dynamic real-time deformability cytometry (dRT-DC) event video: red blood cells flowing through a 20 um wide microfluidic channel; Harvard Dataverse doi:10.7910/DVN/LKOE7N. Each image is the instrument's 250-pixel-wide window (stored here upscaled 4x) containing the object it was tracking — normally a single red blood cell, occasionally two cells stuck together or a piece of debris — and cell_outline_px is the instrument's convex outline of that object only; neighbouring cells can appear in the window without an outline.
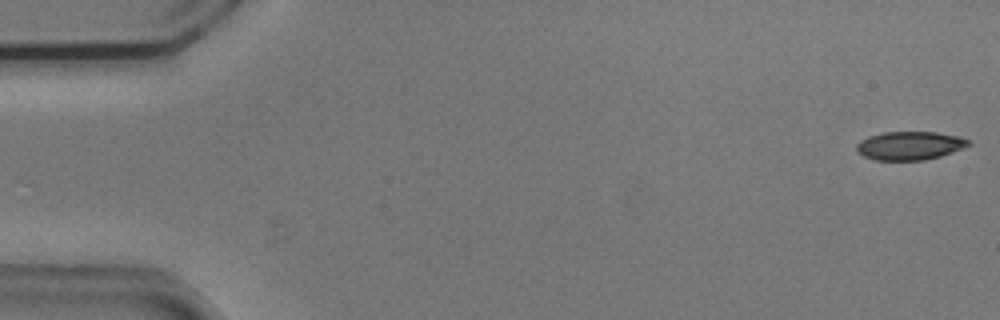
{"species": "common noctule bat (a hibernating species)", "species_latin": "Nyctalus noctula", "temperature_condition": "cold", "stored_images_in_passage": 54, "camera_frame_rate_fps": 3000, "um_per_image_px": 0.085, "animal": {"sex": "male", "body_mass_g": 20.5, "forearm_length_mm": 52.5}, "frame": {"image": 1, "passage_image": 1, "time_ms": 0.0, "image_size_px": [1000, 320], "cell_outline_px": [[972, 144], [964, 148], [940, 156], [924, 160], [876, 160], [864, 156], [856, 148], [856, 144], [860, 140], [868, 136], [884, 132], [936, 132], [960, 136], [968, 140]], "centroid_in_image_um": [77.35, 12.37], "position_along_channel_um": 7.7, "area_um2": 18.55}}
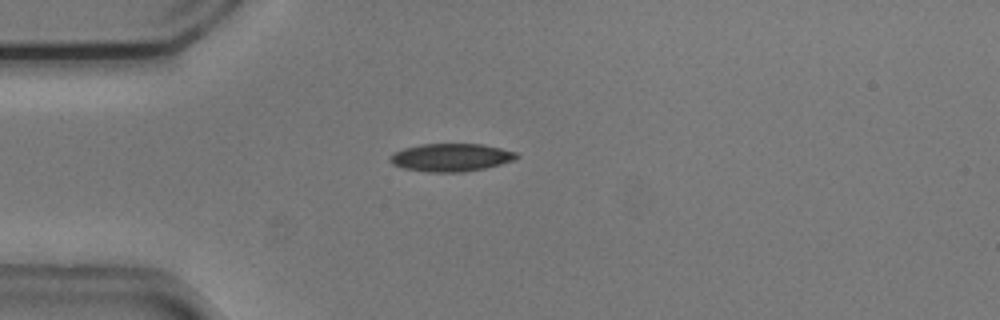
{"frame": {"image": 2, "passage_image": 14, "time_ms": 4.333, "image_size_px": [1000, 320], "cell_outline_px": [[520, 156], [516, 160], [484, 168], [464, 172], [428, 172], [404, 168], [392, 164], [388, 160], [388, 156], [404, 148], [420, 144], [480, 144], [500, 148], [516, 152]], "centroid_in_image_um": [38.33, 13.38], "position_along_channel_um": 46.7, "area_um2": 20.58}}
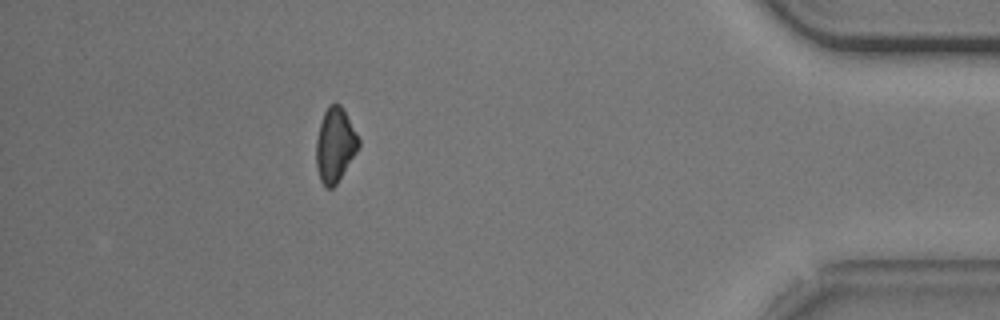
{"frame": {"image": 3, "passage_image": 48, "time_ms": 15.667, "image_size_px": [1000, 320], "cell_outline_px": [[360, 144], [356, 152], [336, 184], [332, 188], [328, 188], [320, 180], [316, 168], [316, 140], [320, 124], [324, 112], [328, 104], [340, 104], [360, 140]], "centroid_in_image_um": [28.46, 12.32], "position_along_channel_um": 406.7, "area_um2": 18.03}, "authors_computed_cell_mechanics": {"area_um2": 19.7676, "velocity_mm_per_s": 3.7389, "shape_relaxation_time_tau1_ms": 3.7133, "shape_relaxation_time_tau2_ms": null, "deformation_change_tau1": 0.0978, "deformation_change_tau2": null}}